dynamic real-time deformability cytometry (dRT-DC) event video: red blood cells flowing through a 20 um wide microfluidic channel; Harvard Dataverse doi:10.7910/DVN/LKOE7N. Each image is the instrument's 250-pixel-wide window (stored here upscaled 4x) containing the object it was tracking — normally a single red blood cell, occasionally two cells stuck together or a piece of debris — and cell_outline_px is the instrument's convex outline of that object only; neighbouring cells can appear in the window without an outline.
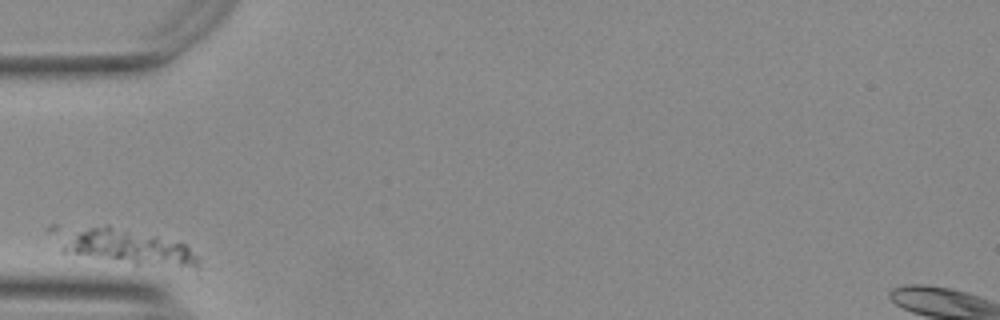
{"species": "Egyptian fruit bat (a non-hibernating species)", "species_latin": "Rousettus aegyptiacus", "temperature_condition": "warm", "stored_images_in_passage": 5, "camera_frame_rate_fps": 3000, "um_per_image_px": 0.085, "animal": {"sex": "female"}, "frame": {"image": 1, "passage_image": 1, "time_ms": 0.0, "image_size_px": [1000, 320], "cell_outline_px": [[196, 268], [136, 264], [60, 252], [60, 248], [72, 236], [80, 232], [92, 228], [108, 224], [188, 244], [196, 256]], "centroid_in_image_um": [11.04, 21.03], "position_along_channel_um": 74.0, "area_um2": 26.7}}
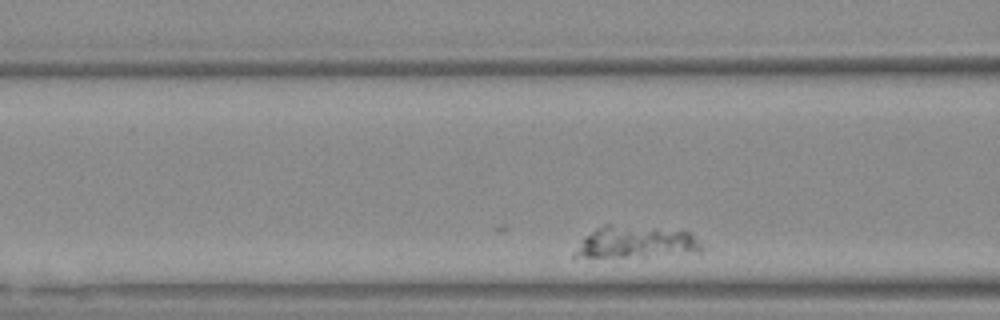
{"frame": {"image": 2, "passage_image": 5, "time_ms": 1.333, "image_size_px": [1000, 320], "cell_outline_px": [[704, 248], [700, 252], [644, 256], [572, 256], [572, 252], [584, 236], [596, 228], [604, 224], [612, 224], [656, 228], [692, 232]], "centroid_in_image_um": [54.05, 20.56], "position_along_channel_um": 112.5, "area_um2": 23.41}}